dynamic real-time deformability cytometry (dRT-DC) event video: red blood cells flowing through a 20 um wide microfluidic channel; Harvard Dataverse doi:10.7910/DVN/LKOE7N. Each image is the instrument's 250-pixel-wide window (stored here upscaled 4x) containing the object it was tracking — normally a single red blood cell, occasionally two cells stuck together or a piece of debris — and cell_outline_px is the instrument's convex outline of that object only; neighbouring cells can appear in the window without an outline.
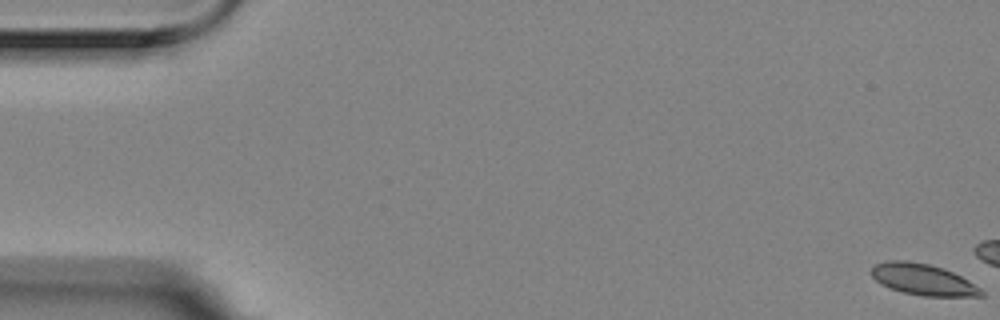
{"species": "Egyptian fruit bat (a non-hibernating species)", "species_latin": "Rousettus aegyptiacus", "temperature_condition": "room temperature", "stored_images_in_passage": 4, "camera_frame_rate_fps": 3000, "um_per_image_px": 0.085, "animal": {"sex": "female"}, "frame": {"image": 1, "passage_image": 1, "time_ms": 0.0, "image_size_px": [1000, 320], "cell_outline_px": [[984, 296], [924, 296], [904, 292], [880, 284], [872, 276], [872, 268], [876, 264], [888, 260], [908, 260], [928, 264], [944, 268], [968, 280], [980, 288], [984, 292]], "centroid_in_image_um": [78.47, 23.75], "position_along_channel_um": 6.5, "area_um2": 19.83}}